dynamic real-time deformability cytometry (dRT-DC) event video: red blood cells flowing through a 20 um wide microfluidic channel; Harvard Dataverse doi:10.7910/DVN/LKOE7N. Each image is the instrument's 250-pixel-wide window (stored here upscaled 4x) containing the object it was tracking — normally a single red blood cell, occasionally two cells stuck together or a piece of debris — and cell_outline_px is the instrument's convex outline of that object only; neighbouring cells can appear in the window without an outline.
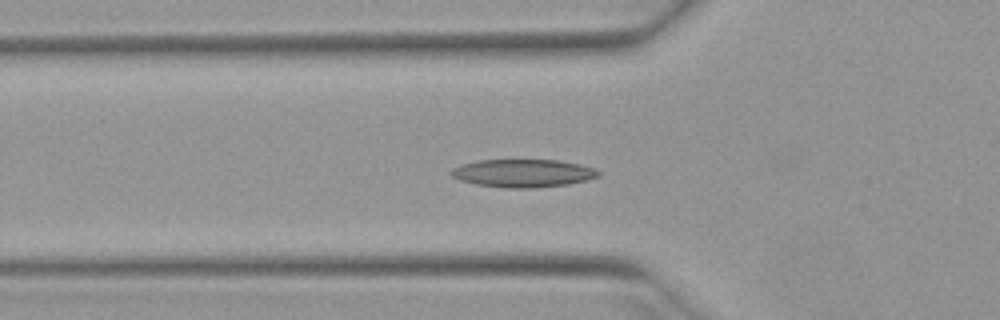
{"species": "Egyptian fruit bat (a non-hibernating species)", "species_latin": "Rousettus aegyptiacus", "temperature_condition": "warm", "stored_images_in_passage": 41, "camera_frame_rate_fps": 3000, "um_per_image_px": 0.085, "animal": {"sex": "female"}, "frame": {"image": 1, "passage_image": 11, "time_ms": 3.333, "image_size_px": [1000, 320], "cell_outline_px": [[600, 176], [588, 180], [568, 184], [536, 188], [504, 188], [476, 184], [460, 180], [452, 176], [448, 172], [452, 168], [464, 164], [480, 160], [556, 160], [580, 164], [592, 168], [600, 172]], "centroid_in_image_um": [44.46, 14.73], "position_along_channel_um": 81.3, "area_um2": 23.99}}
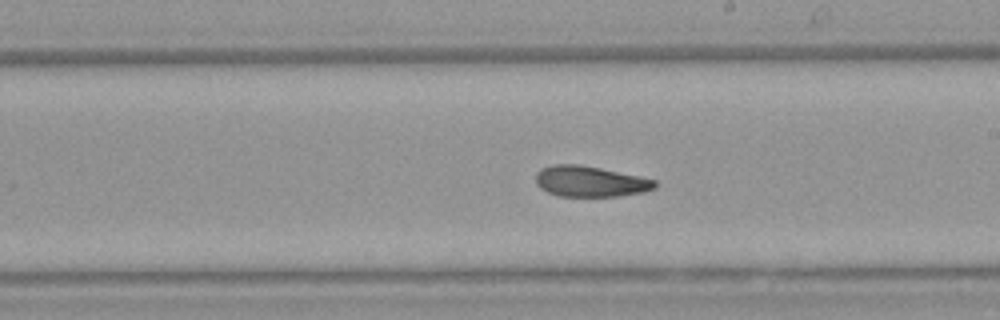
{"frame": {"image": 2, "passage_image": 23, "time_ms": 7.333, "image_size_px": [1000, 320], "cell_outline_px": [[656, 188], [644, 192], [620, 196], [560, 196], [548, 192], [540, 188], [536, 184], [536, 172], [540, 168], [552, 164], [576, 164], [600, 168], [656, 180]], "centroid_in_image_um": [50.14, 15.42], "position_along_channel_um": 238.9, "area_um2": 21.33}}
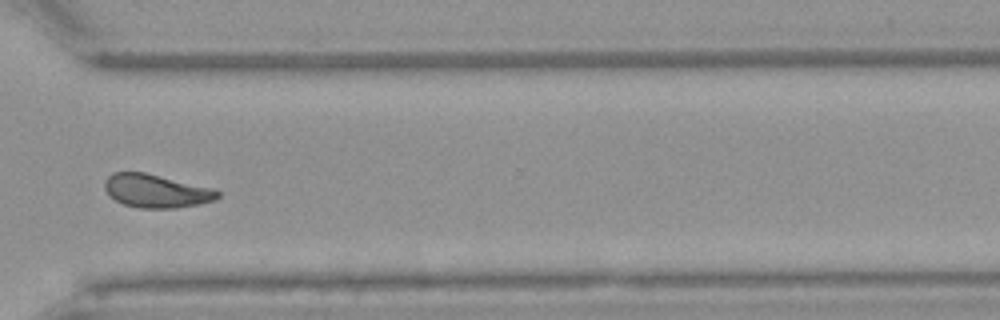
{"frame": {"image": 3, "passage_image": 32, "time_ms": 10.333, "image_size_px": [1000, 320], "cell_outline_px": [[220, 196], [216, 200], [200, 204], [176, 208], [140, 208], [124, 204], [108, 196], [104, 188], [104, 180], [112, 172], [144, 172], [212, 188], [220, 192]], "centroid_in_image_um": [13.26, 16.23], "position_along_channel_um": 357.3, "area_um2": 22.02}, "authors_computed_cell_mechanics": {"area_um2": 22.0218, "velocity_mm_per_s": 3.9422, "shape_relaxation_time_tau1_ms": 7.3214, "shape_relaxation_time_tau2_ms": 4.3466, "deformation_change_tau1": 0.1799, "deformation_change_tau2": 0.1017}}